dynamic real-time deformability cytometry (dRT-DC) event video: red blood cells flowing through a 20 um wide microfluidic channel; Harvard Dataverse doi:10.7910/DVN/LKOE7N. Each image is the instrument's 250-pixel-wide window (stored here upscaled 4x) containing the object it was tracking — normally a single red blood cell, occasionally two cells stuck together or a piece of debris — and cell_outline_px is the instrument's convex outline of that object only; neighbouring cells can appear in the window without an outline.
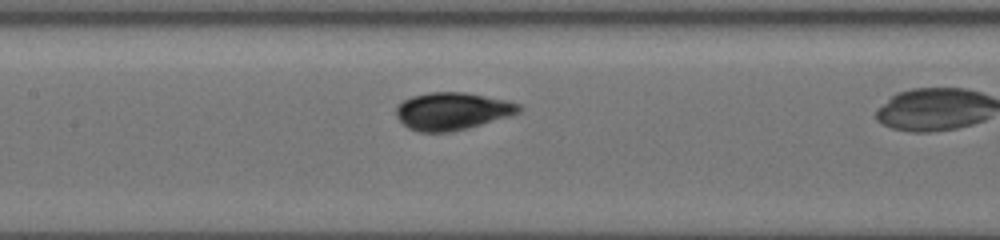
{"species": "common noctule bat (a hibernating species)", "species_latin": "Nyctalus noctula", "temperature_condition": "cold", "stored_images_in_passage": 23, "camera_frame_rate_fps": 3000, "um_per_image_px": 0.085, "animal": {"sex": "female", "body_mass_g": 19.5, "forearm_length_mm": 54.1}, "frame": {"image": 1, "passage_image": 7, "time_ms": 3.333, "image_size_px": [1000, 240], "cell_outline_px": [[520, 112], [508, 116], [452, 132], [420, 132], [408, 128], [396, 116], [396, 104], [412, 96], [428, 92], [464, 92], [508, 100], [520, 104]], "centroid_in_image_um": [38.41, 9.44], "position_along_channel_um": 169.0, "area_um2": 26.7}}
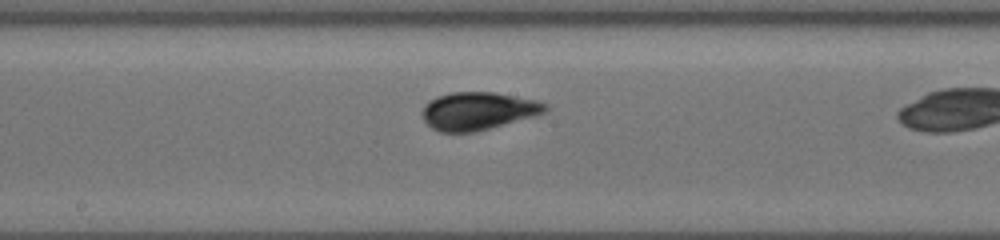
{"frame": {"image": 2, "passage_image": 10, "time_ms": 4.333, "image_size_px": [1000, 240], "cell_outline_px": [[548, 108], [544, 112], [488, 128], [472, 132], [440, 132], [432, 128], [424, 120], [424, 104], [428, 100], [436, 96], [452, 92], [492, 92], [536, 100], [548, 104]], "centroid_in_image_um": [40.58, 9.41], "position_along_channel_um": 207.6, "area_um2": 26.53}}